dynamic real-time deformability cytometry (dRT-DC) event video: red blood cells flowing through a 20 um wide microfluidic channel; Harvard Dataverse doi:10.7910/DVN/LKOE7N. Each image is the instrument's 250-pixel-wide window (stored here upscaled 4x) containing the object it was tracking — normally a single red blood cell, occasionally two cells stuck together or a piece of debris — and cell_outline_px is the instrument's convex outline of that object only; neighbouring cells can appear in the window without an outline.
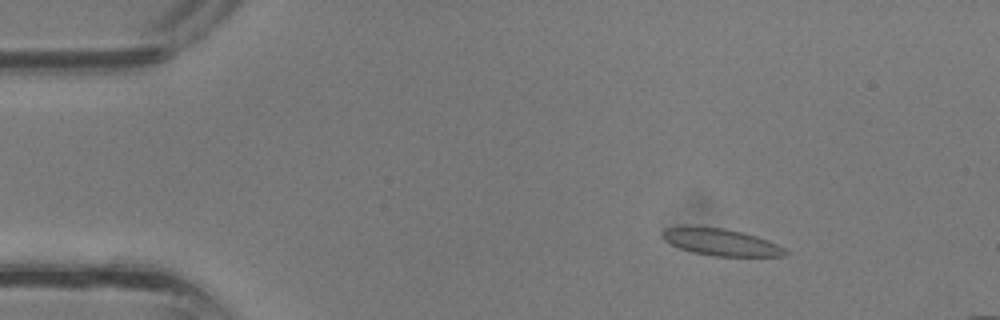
{"species": "common noctule bat (a hibernating species)", "species_latin": "Nyctalus noctula", "temperature_condition": "room temperature", "stored_images_in_passage": 35, "camera_frame_rate_fps": 3000, "um_per_image_px": 0.085, "animal": {"sex": "male", "body_mass_g": 13.3}, "frame": {"image": 1, "passage_image": 4, "time_ms": 1.0, "image_size_px": [1000, 320], "cell_outline_px": [[788, 252], [784, 256], [712, 256], [692, 252], [680, 248], [664, 240], [660, 236], [660, 232], [664, 228], [688, 224], [692, 224], [724, 228], [756, 236], [768, 240], [784, 248]], "centroid_in_image_um": [61.17, 20.54], "position_along_channel_um": 23.8, "area_um2": 19.71}}
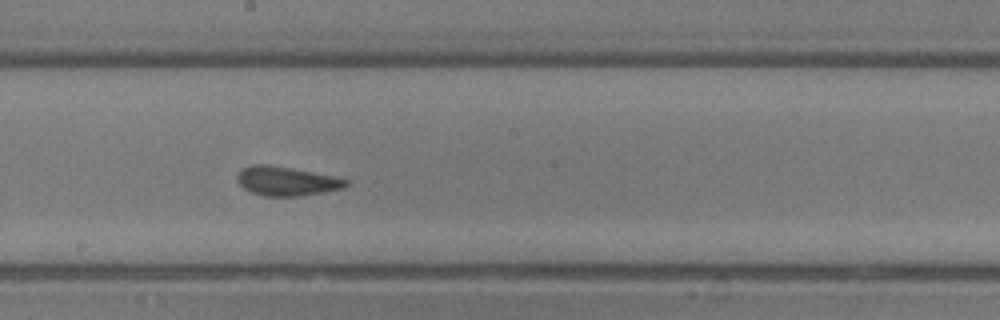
{"frame": {"image": 2, "passage_image": 19, "time_ms": 6.0, "image_size_px": [1000, 320], "cell_outline_px": [[348, 184], [344, 188], [324, 192], [296, 196], [264, 196], [252, 192], [244, 188], [236, 180], [236, 176], [244, 168], [252, 164], [268, 164], [336, 176], [348, 180]], "centroid_in_image_um": [24.36, 15.39], "position_along_channel_um": 223.8, "area_um2": 18.38}}
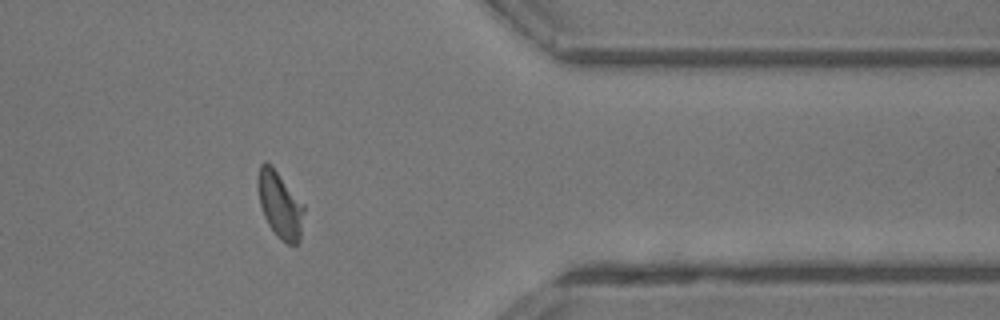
{"frame": {"image": 3, "passage_image": 29, "time_ms": 9.333, "image_size_px": [1000, 320], "cell_outline_px": [[304, 212], [300, 240], [296, 244], [288, 244], [280, 240], [276, 236], [268, 224], [264, 216], [260, 204], [256, 184], [256, 176], [260, 164], [264, 160], [272, 164], [304, 204]], "centroid_in_image_um": [23.77, 17.36], "position_along_channel_um": 387.6, "area_um2": 18.32}}